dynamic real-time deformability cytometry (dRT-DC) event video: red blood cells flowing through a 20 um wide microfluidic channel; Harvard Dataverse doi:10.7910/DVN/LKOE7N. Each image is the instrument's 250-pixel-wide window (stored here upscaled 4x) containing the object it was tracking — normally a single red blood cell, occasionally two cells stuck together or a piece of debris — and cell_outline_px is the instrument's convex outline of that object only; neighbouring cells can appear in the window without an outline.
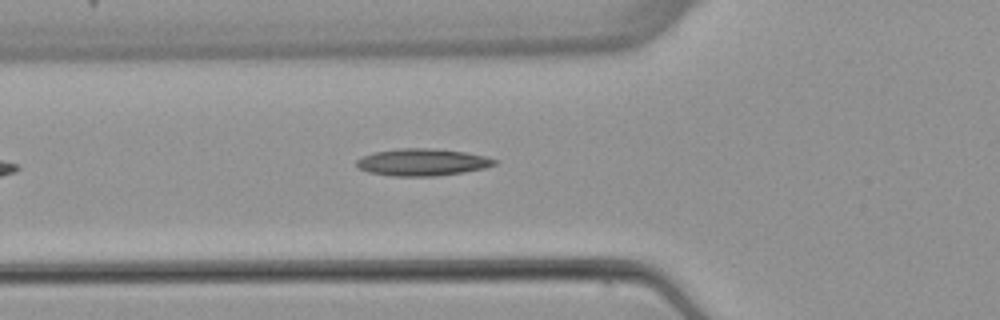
{"species": "common noctule bat (a hibernating species)", "species_latin": "Nyctalus noctula", "temperature_condition": "warm", "stored_images_in_passage": 3, "camera_frame_rate_fps": 3000, "um_per_image_px": 0.085, "animal": {"sex": "female", "body_mass_g": 22.7, "forearm_length_mm": 54.2}, "frame": {"image": 1, "passage_image": 3, "time_ms": 2.667, "image_size_px": [1000, 320], "cell_outline_px": [[496, 164], [484, 168], [464, 172], [436, 176], [392, 176], [368, 172], [360, 168], [356, 164], [356, 160], [364, 156], [376, 152], [400, 148], [432, 148], [464, 152], [484, 156], [496, 160]], "centroid_in_image_um": [35.89, 13.79], "position_along_channel_um": 89.9, "area_um2": 21.56}}